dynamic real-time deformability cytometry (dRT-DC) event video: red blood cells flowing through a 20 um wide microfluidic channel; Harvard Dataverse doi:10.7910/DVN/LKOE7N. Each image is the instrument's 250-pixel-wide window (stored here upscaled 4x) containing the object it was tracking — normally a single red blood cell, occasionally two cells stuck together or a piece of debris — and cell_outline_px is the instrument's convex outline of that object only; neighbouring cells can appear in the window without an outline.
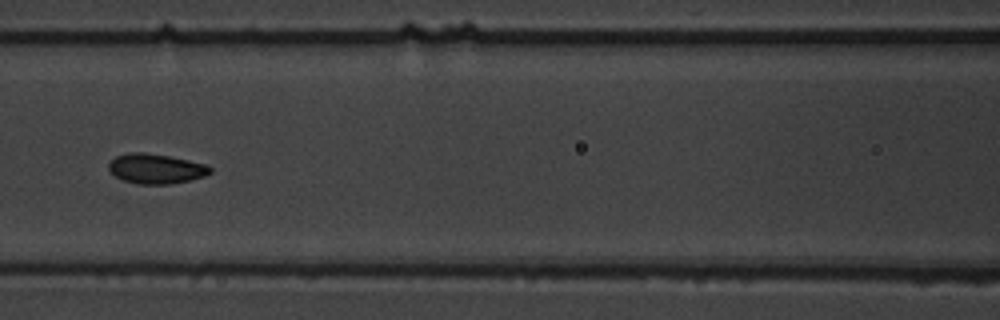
{"species": "common noctule bat (a hibernating species)", "species_latin": "Nyctalus noctula", "temperature_condition": "warm", "stored_images_in_passage": 9, "camera_frame_rate_fps": 3000, "um_per_image_px": 0.085, "animal": {"sex": "male", "body_mass_g": 19.5, "forearm_length_mm": 54.6}, "frame": {"image": 1, "passage_image": 6, "time_ms": 6.667, "image_size_px": [1000, 320], "cell_outline_px": [[212, 172], [204, 176], [172, 184], [140, 184], [124, 180], [116, 176], [108, 168], [108, 164], [116, 156], [128, 152], [144, 152], [168, 156], [208, 164], [212, 168]], "centroid_in_image_um": [13.27, 14.33], "position_along_channel_um": 153.3, "area_um2": 17.57}}
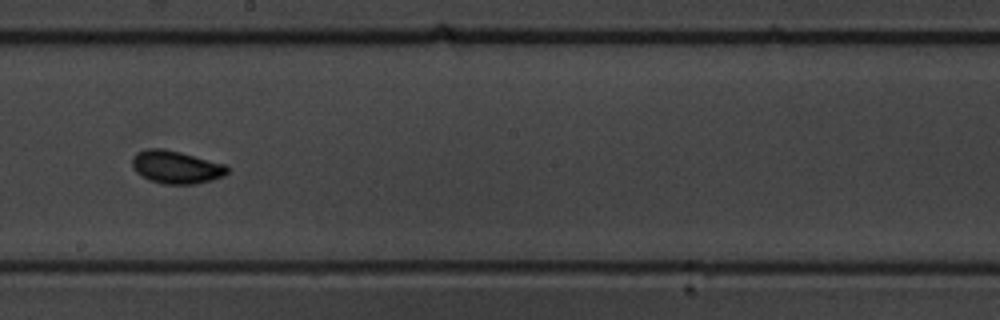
{"frame": {"image": 2, "passage_image": 8, "time_ms": 9.0, "image_size_px": [1000, 320], "cell_outline_px": [[228, 172], [224, 176], [212, 180], [196, 184], [164, 184], [148, 180], [140, 176], [132, 168], [132, 156], [136, 152], [148, 148], [164, 148], [180, 152], [224, 164], [228, 168]], "centroid_in_image_um": [14.92, 14.21], "position_along_channel_um": 233.3, "area_um2": 18.38}}
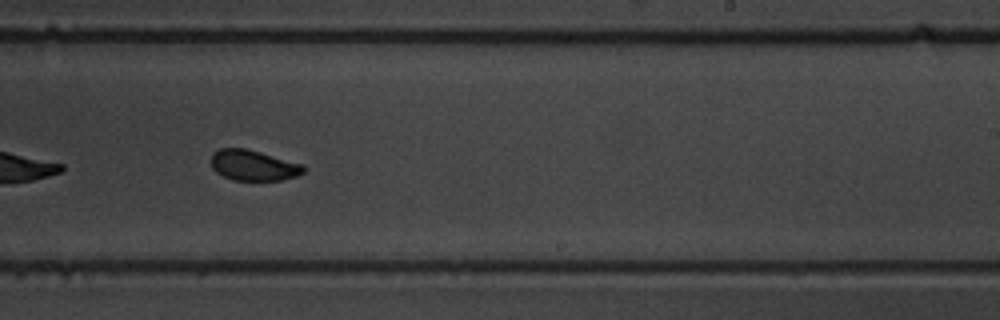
{"frame": {"image": 3, "passage_image": 9, "time_ms": 10.0, "image_size_px": [1000, 320], "cell_outline_px": [[304, 172], [296, 176], [280, 180], [232, 180], [216, 172], [212, 168], [212, 152], [220, 148], [244, 148], [260, 152], [304, 164]], "centroid_in_image_um": [21.53, 14.05], "position_along_channel_um": 267.5, "area_um2": 16.42}}